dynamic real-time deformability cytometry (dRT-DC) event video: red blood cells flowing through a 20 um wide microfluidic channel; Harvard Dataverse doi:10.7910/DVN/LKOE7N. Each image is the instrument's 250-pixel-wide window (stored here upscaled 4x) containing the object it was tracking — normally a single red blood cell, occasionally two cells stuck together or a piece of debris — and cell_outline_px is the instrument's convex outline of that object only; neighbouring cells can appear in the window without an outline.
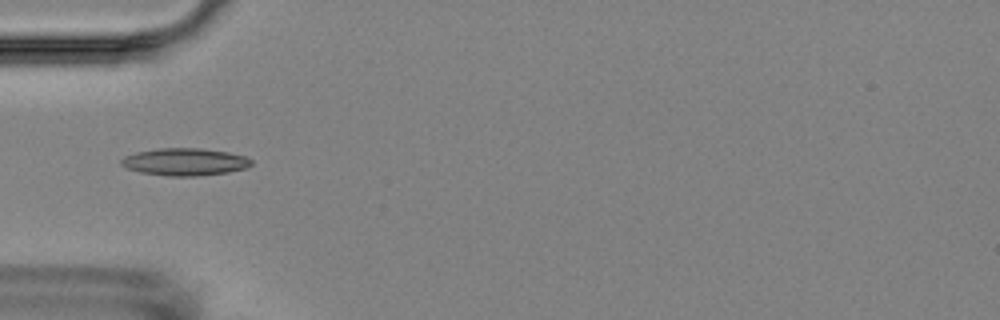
{"species": "Egyptian fruit bat (a non-hibernating species)", "species_latin": "Rousettus aegyptiacus", "temperature_condition": "room temperature", "stored_images_in_passage": 9, "camera_frame_rate_fps": 3000, "um_per_image_px": 0.085, "animal": {"sex": "female"}, "frame": {"image": 1, "passage_image": 1, "time_ms": 0.0, "image_size_px": [1000, 320], "cell_outline_px": [[252, 164], [248, 168], [228, 172], [196, 176], [168, 176], [140, 172], [128, 168], [120, 164], [120, 160], [124, 156], [136, 152], [160, 148], [204, 148], [228, 152], [244, 156], [252, 160]], "centroid_in_image_um": [15.72, 13.75], "position_along_channel_um": 69.3, "area_um2": 20.81}}
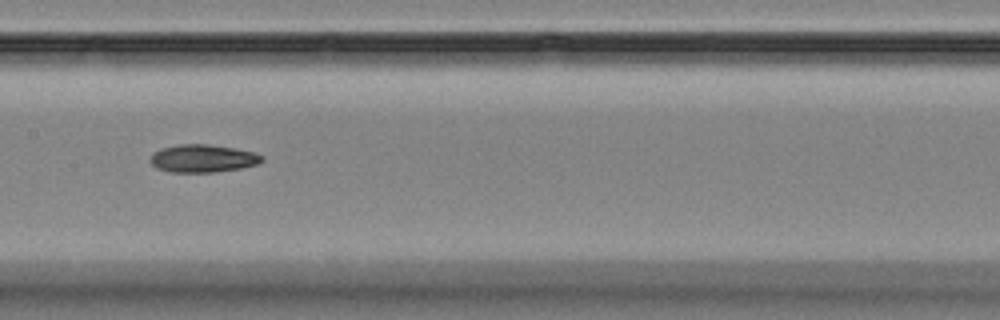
{"frame": {"image": 2, "passage_image": 4, "time_ms": 3.333, "image_size_px": [1000, 320], "cell_outline_px": [[264, 160], [260, 164], [240, 168], [212, 172], [172, 172], [156, 168], [148, 160], [148, 156], [152, 152], [160, 148], [180, 144], [208, 144], [236, 148], [252, 152], [264, 156]], "centroid_in_image_um": [17.21, 13.46], "position_along_channel_um": 190.2, "area_um2": 18.32}}
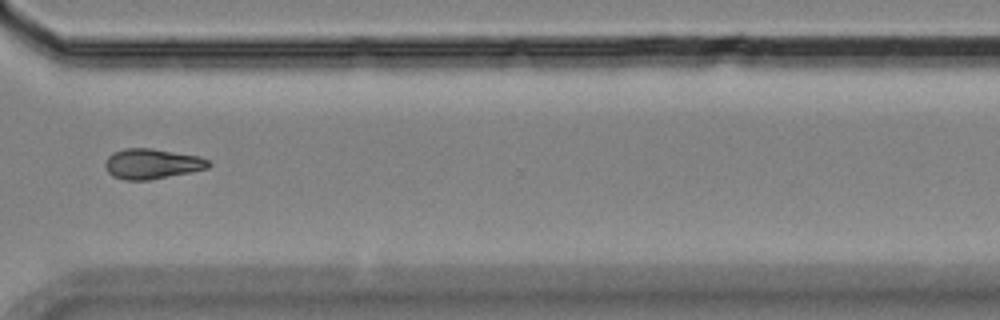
{"frame": {"image": 3, "passage_image": 8, "time_ms": 8.0, "image_size_px": [1000, 320], "cell_outline_px": [[212, 164], [208, 168], [148, 180], [124, 180], [112, 176], [104, 168], [104, 164], [108, 156], [112, 152], [124, 148], [152, 148], [200, 156], [208, 160]], "centroid_in_image_um": [12.88, 13.91], "position_along_channel_um": 357.7, "area_um2": 18.26}}